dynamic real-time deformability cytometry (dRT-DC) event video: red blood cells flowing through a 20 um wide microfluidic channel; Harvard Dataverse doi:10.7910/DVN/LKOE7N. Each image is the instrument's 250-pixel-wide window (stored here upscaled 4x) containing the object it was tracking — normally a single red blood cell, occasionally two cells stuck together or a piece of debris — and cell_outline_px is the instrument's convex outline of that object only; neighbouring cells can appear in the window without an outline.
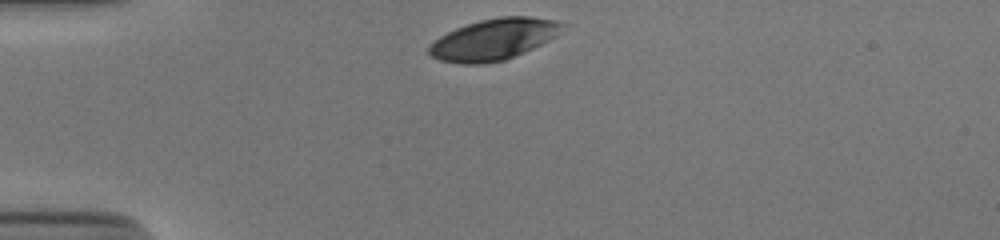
{"species": "human", "species_latin": "Homo sapiens", "temperature_condition": "cold", "stored_images_in_passage": 31, "camera_frame_rate_fps": 3000, "um_per_image_px": 0.085, "donor": {"sex": "male"}, "frame": {"image": 1, "passage_image": 1, "time_ms": 0.0, "image_size_px": [1000, 240], "cell_outline_px": [[568, 24], [556, 36], [524, 52], [504, 60], [484, 64], [460, 64], [440, 60], [432, 56], [428, 52], [428, 48], [440, 36], [456, 28], [480, 20], [500, 16], [528, 16], [556, 20]], "centroid_in_image_um": [42.0, 3.34], "position_along_channel_um": 43.0, "area_um2": 31.91}}
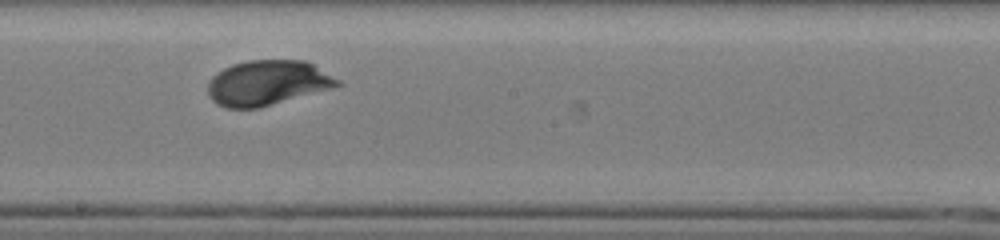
{"frame": {"image": 2, "passage_image": 18, "time_ms": 5.667, "image_size_px": [1000, 240], "cell_outline_px": [[344, 84], [332, 88], [260, 108], [228, 108], [216, 104], [212, 100], [208, 92], [208, 80], [216, 72], [232, 64], [248, 60], [304, 60], [312, 64], [340, 80]], "centroid_in_image_um": [22.72, 7.04], "position_along_channel_um": 225.5, "area_um2": 34.1}}
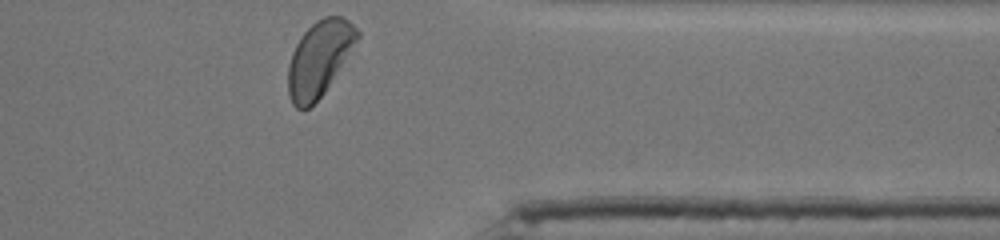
{"frame": {"image": 3, "passage_image": 31, "time_ms": 10.0, "image_size_px": [1000, 240], "cell_outline_px": [[360, 36], [324, 92], [308, 108], [296, 108], [292, 104], [288, 92], [288, 64], [292, 52], [296, 44], [304, 32], [316, 20], [324, 16], [340, 16], [348, 20], [360, 32]], "centroid_in_image_um": [27.12, 4.96], "position_along_channel_um": 384.3, "area_um2": 29.77}, "authors_computed_cell_mechanics": {"area_um2": 33.4662, "velocity_mm_per_s": 3.8248, "shape_relaxation_time_tau1_ms": 2.3767, "shape_relaxation_time_tau2_ms": null, "deformation_change_tau1": 0.1411, "deformation_change_tau2": null}}